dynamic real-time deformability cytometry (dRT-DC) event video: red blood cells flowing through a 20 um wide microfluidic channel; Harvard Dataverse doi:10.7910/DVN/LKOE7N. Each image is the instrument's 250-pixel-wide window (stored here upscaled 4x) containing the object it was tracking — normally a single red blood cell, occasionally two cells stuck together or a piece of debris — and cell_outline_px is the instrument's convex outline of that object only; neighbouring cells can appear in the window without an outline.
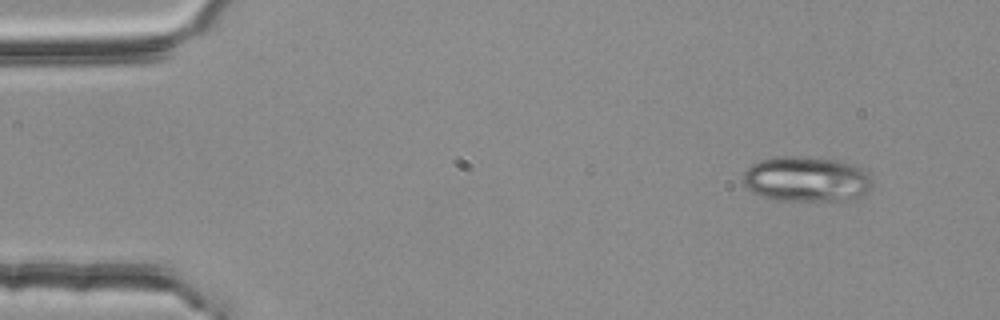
{"species": "common noctule bat (a hibernating species)", "species_latin": "Nyctalus noctula", "temperature_condition": "room temperature", "stored_images_in_passage": 43, "camera_frame_rate_fps": 3000, "um_per_image_px": 0.085, "animal": {"sex": "female", "body_mass_g": 25.1}, "frame": {"image": 1, "passage_image": 1, "time_ms": 0.0, "image_size_px": [1000, 320], "cell_outline_px": [[872, 188], [868, 192], [860, 196], [844, 200], [776, 200], [752, 192], [744, 184], [744, 172], [752, 164], [760, 160], [776, 156], [824, 156], [844, 160], [860, 168], [868, 176], [872, 184]], "centroid_in_image_um": [68.56, 15.19], "position_along_channel_um": 16.4, "area_um2": 34.33}}
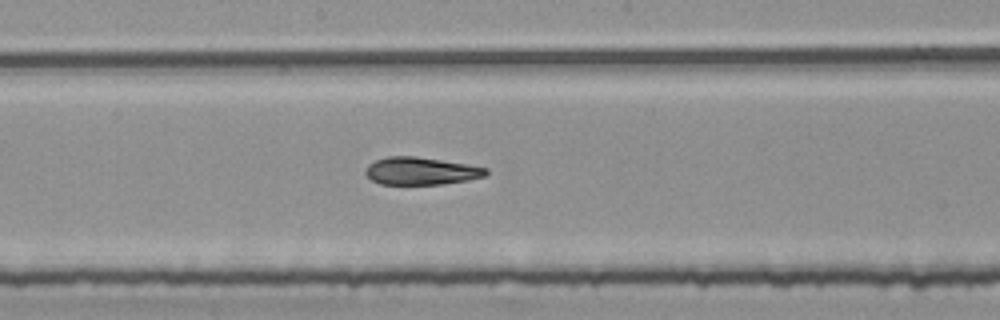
{"frame": {"image": 2, "passage_image": 25, "time_ms": 8.0, "image_size_px": [1000, 320], "cell_outline_px": [[488, 172], [484, 176], [468, 180], [440, 184], [380, 184], [372, 180], [364, 172], [368, 164], [376, 160], [388, 156], [416, 156], [468, 164], [488, 168]], "centroid_in_image_um": [35.78, 14.53], "position_along_channel_um": 212.4, "area_um2": 19.31}}
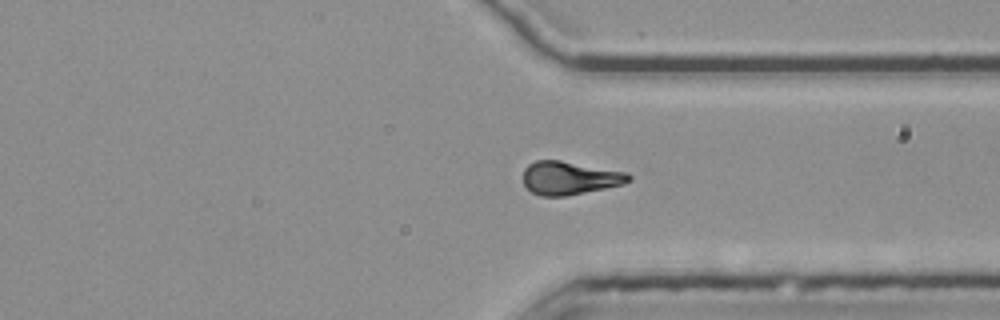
{"frame": {"image": 3, "passage_image": 37, "time_ms": 12.0, "image_size_px": [1000, 320], "cell_outline_px": [[632, 180], [624, 184], [564, 196], [540, 196], [532, 192], [524, 184], [524, 168], [528, 164], [536, 160], [560, 160], [628, 172], [632, 176]], "centroid_in_image_um": [48.44, 15.12], "position_along_channel_um": 363.0, "area_um2": 20.46}, "authors_computed_cell_mechanics": {"area_um2": 20.23, "velocity_mm_per_s": 3.7739, "shape_relaxation_time_tau1_ms": 5.3418, "shape_relaxation_time_tau2_ms": 5.8077, "deformation_change_tau1": 0.1575, "deformation_change_tau2": 0.117}}